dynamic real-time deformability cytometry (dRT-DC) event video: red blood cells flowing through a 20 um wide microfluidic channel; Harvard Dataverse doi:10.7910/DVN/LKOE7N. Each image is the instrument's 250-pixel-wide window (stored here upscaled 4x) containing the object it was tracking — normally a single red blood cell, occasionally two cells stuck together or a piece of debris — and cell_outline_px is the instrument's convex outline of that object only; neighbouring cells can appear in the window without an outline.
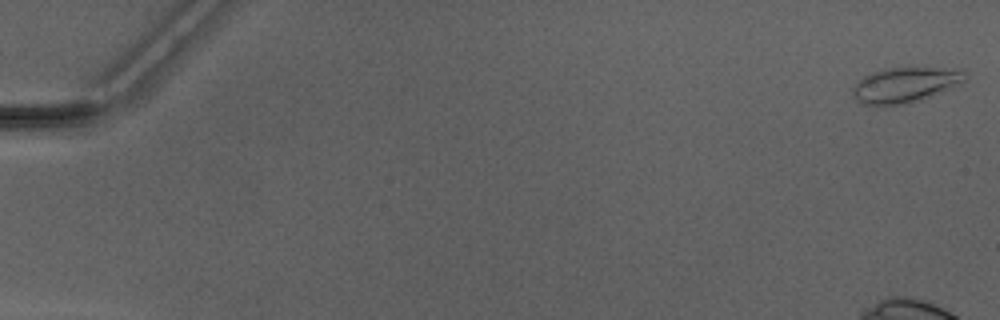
{"species": "Egyptian fruit bat (a non-hibernating species)", "species_latin": "Rousettus aegyptiacus", "temperature_condition": "warm", "stored_images_in_passage": 41, "camera_frame_rate_fps": 3000, "um_per_image_px": 0.085, "animal": {"sex": "male"}, "frame": {"image": 1, "passage_image": 1, "time_ms": 0.0, "image_size_px": [1000, 320], "cell_outline_px": [[964, 80], [932, 96], [920, 100], [904, 104], [860, 104], [852, 96], [852, 88], [864, 76], [872, 72], [884, 68], [964, 68]], "centroid_in_image_um": [76.9, 7.2], "position_along_channel_um": 8.1, "area_um2": 22.72}}